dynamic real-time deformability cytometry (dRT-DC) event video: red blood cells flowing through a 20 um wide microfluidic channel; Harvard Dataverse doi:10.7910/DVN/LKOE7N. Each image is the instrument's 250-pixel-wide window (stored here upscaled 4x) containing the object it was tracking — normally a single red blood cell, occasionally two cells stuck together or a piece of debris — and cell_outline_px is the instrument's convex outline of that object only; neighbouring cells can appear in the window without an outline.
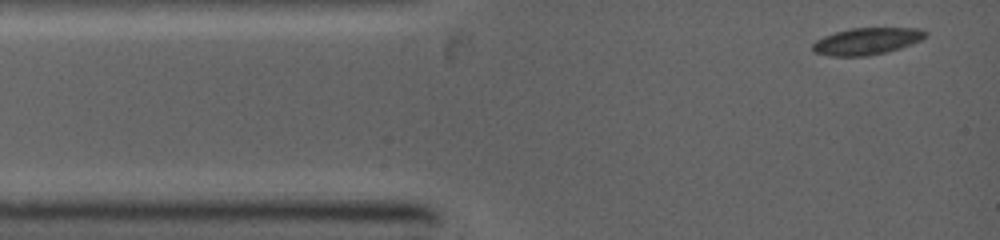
{"species": "common noctule bat (a hibernating species)", "species_latin": "Nyctalus noctula", "temperature_condition": "warm", "stored_images_in_passage": 4, "camera_frame_rate_fps": 5000, "um_per_image_px": 0.085, "animal": {"sex": "female", "body_mass_g": 19.0, "forearm_length_mm": 53.3}, "frame": {"image": 1, "passage_image": 1, "time_ms": 0.0, "image_size_px": [1000, 240], "cell_outline_px": [[928, 36], [912, 44], [900, 48], [868, 56], [828, 56], [812, 52], [812, 44], [816, 40], [824, 36], [836, 32], [852, 28], [920, 28], [928, 32]], "centroid_in_image_um": [73.67, 3.5], "position_along_channel_um": 11.3, "area_um2": 17.74}}
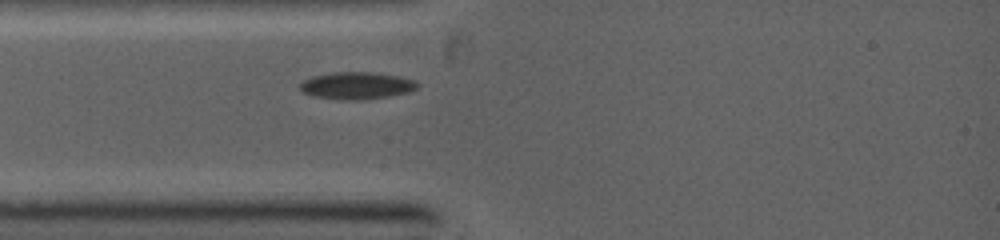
{"frame": {"image": 2, "passage_image": 4, "time_ms": 2.0, "image_size_px": [1000, 240], "cell_outline_px": [[420, 84], [416, 88], [408, 92], [388, 96], [356, 100], [348, 100], [312, 96], [304, 92], [300, 88], [300, 84], [304, 80], [312, 76], [332, 72], [372, 72], [396, 76], [416, 80]], "centroid_in_image_um": [30.31, 7.26], "position_along_channel_um": 54.7, "area_um2": 18.38}}